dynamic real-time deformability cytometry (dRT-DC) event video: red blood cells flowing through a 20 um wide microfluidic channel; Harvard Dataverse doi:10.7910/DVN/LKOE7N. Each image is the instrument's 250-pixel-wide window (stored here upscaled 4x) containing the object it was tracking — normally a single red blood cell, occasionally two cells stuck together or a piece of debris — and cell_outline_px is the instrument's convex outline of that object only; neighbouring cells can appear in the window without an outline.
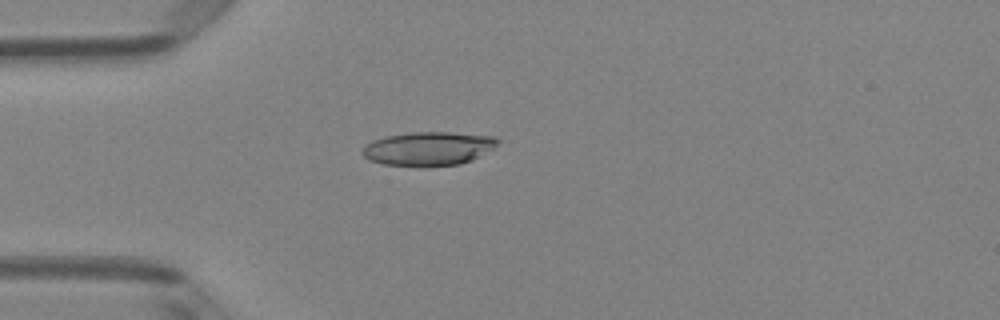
{"species": "Egyptian fruit bat (a non-hibernating species)", "species_latin": "Rousettus aegyptiacus", "temperature_condition": "room temperature", "stored_images_in_passage": 43, "camera_frame_rate_fps": 3000, "um_per_image_px": 0.085, "animal": {"sex": "female"}, "frame": {"image": 1, "passage_image": 7, "time_ms": 2.0, "image_size_px": [1000, 320], "cell_outline_px": [[500, 140], [492, 148], [472, 160], [460, 164], [420, 168], [384, 164], [368, 160], [360, 152], [360, 148], [364, 144], [372, 140], [388, 136], [412, 132], [452, 132], [496, 136]], "centroid_in_image_um": [36.36, 12.65], "position_along_channel_um": 48.6, "area_um2": 27.17}}
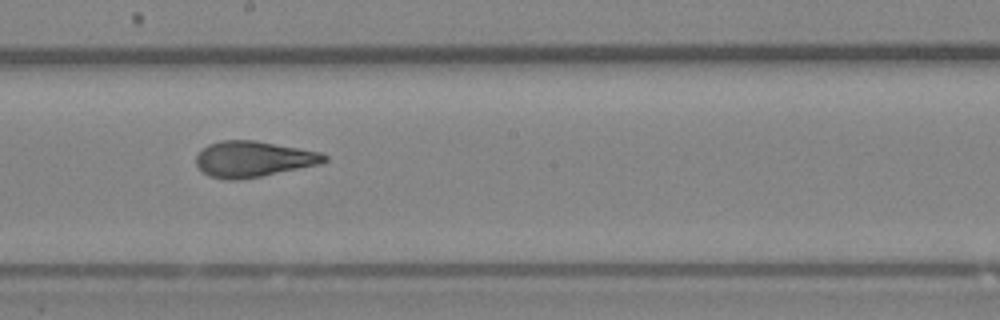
{"frame": {"image": 2, "passage_image": 21, "time_ms": 6.667, "image_size_px": [1000, 320], "cell_outline_px": [[328, 160], [320, 164], [240, 180], [224, 180], [208, 176], [196, 164], [196, 156], [208, 144], [220, 140], [256, 140], [324, 152], [328, 156]], "centroid_in_image_um": [21.56, 13.51], "position_along_channel_um": 226.6, "area_um2": 26.99}}
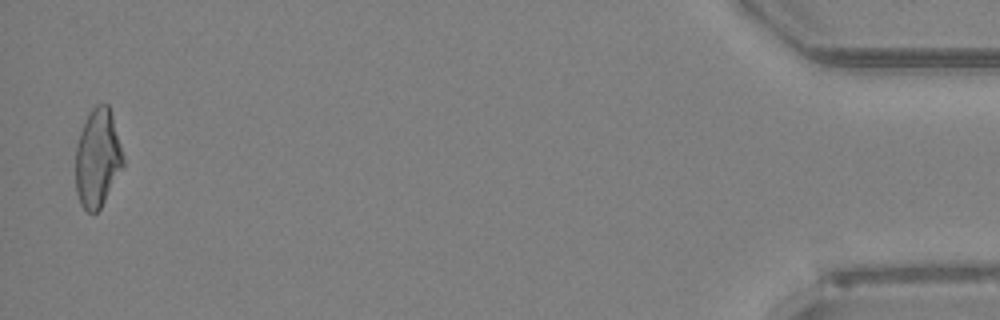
{"frame": {"image": 3, "passage_image": 42, "time_ms": 13.667, "image_size_px": [1000, 320], "cell_outline_px": [[124, 164], [100, 208], [96, 212], [88, 212], [80, 204], [76, 192], [76, 144], [80, 132], [92, 108], [96, 104], [108, 104], [112, 116], [120, 144], [124, 160]], "centroid_in_image_um": [8.28, 13.45], "position_along_channel_um": 426.9, "area_um2": 26.76}, "authors_computed_cell_mechanics": {"area_um2": 26.877, "velocity_mm_per_s": 4.1247, "shape_relaxation_time_tau1_ms": 5.0878, "shape_relaxation_time_tau2_ms": 1.0957, "deformation_change_tau1": 0.199, "deformation_change_tau2": 0.0991}}